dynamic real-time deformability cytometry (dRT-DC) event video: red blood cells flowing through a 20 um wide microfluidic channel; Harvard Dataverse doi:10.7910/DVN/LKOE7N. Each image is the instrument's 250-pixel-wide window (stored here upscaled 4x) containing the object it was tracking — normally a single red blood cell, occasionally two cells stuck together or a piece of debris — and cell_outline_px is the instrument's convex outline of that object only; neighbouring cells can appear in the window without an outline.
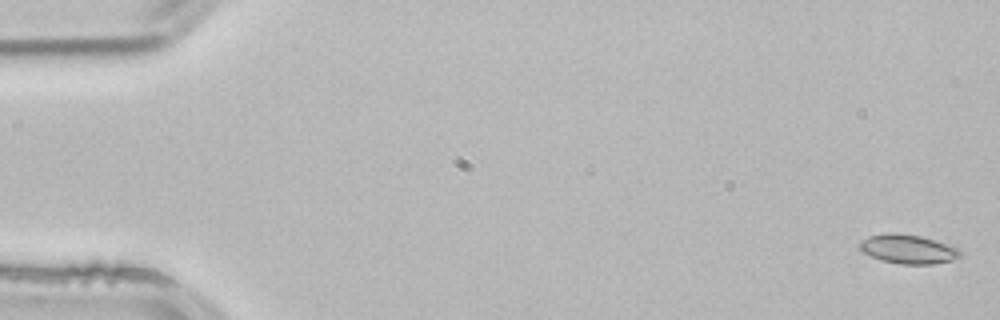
{"species": "common noctule bat (a hibernating species)", "species_latin": "Nyctalus noctula", "temperature_condition": "room temperature", "stored_images_in_passage": 3, "camera_frame_rate_fps": 3000, "um_per_image_px": 0.085, "animal": {"sex": "male", "body_mass_g": 21.5, "forearm_length_mm": 52.0}, "frame": {"image": 1, "passage_image": 1, "time_ms": 0.0, "image_size_px": [1000, 320], "cell_outline_px": [[960, 256], [952, 260], [932, 264], [900, 264], [880, 260], [864, 252], [856, 244], [860, 240], [868, 236], [884, 232], [896, 232], [920, 236], [956, 248], [960, 252]], "centroid_in_image_um": [77.08, 21.16], "position_along_channel_um": 7.9, "area_um2": 16.94}}
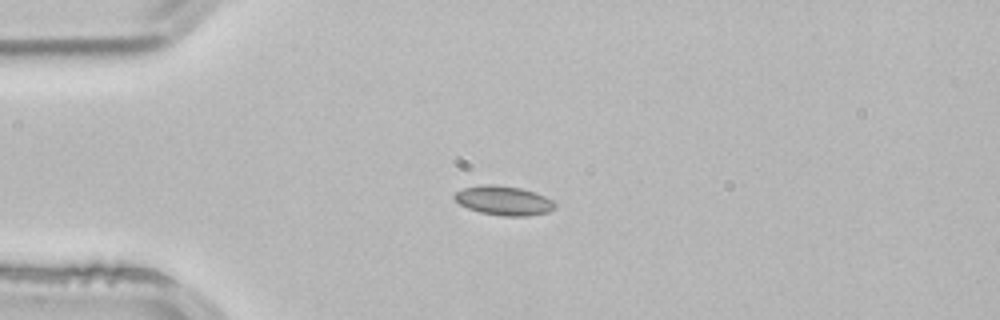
{"frame": {"image": 2, "passage_image": 3, "time_ms": 0.667, "image_size_px": [1000, 320], "cell_outline_px": [[556, 208], [548, 212], [528, 216], [504, 216], [480, 212], [468, 208], [460, 204], [452, 196], [456, 192], [464, 188], [480, 184], [492, 184], [520, 188], [536, 192], [552, 200], [556, 204]], "centroid_in_image_um": [42.83, 17.04], "position_along_channel_um": 42.2, "area_um2": 17.17}}